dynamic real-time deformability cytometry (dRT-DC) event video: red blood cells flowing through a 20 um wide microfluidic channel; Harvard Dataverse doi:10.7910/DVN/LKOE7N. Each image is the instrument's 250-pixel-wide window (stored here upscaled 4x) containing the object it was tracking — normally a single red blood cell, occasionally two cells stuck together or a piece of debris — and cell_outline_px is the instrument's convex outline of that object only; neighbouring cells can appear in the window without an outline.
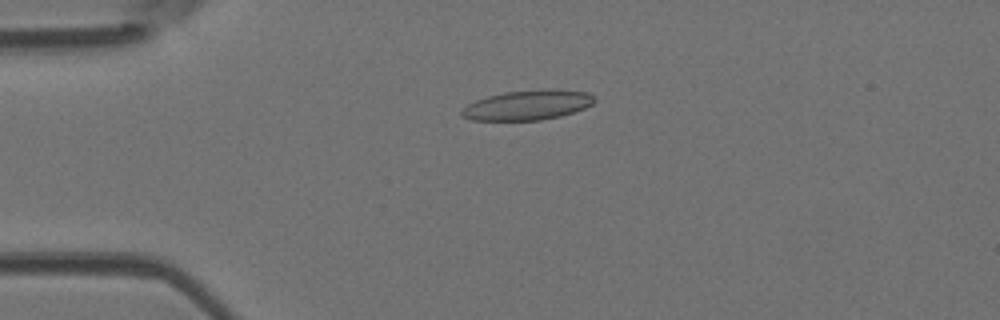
{"species": "Egyptian fruit bat (a non-hibernating species)", "species_latin": "Rousettus aegyptiacus", "temperature_condition": "room temperature", "stored_images_in_passage": 47, "camera_frame_rate_fps": 3000, "um_per_image_px": 0.085, "animal": {"sex": "female"}, "frame": {"image": 1, "passage_image": 12, "time_ms": 3.667, "image_size_px": [1000, 320], "cell_outline_px": [[596, 100], [592, 104], [584, 108], [560, 116], [540, 120], [472, 120], [464, 116], [460, 112], [468, 104], [476, 100], [488, 96], [504, 92], [552, 88], [588, 92]], "centroid_in_image_um": [44.87, 8.92], "position_along_channel_um": 40.1, "area_um2": 22.95}}
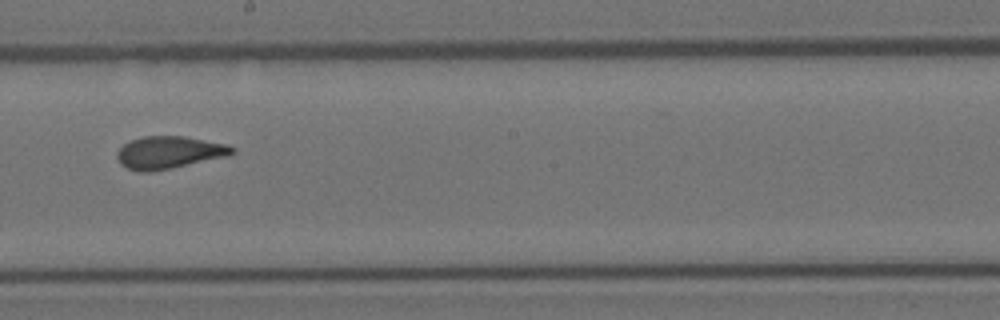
{"frame": {"image": 2, "passage_image": 28, "time_ms": 9.0, "image_size_px": [1000, 320], "cell_outline_px": [[236, 152], [228, 156], [172, 168], [152, 172], [140, 172], [128, 168], [120, 164], [116, 156], [116, 152], [128, 140], [144, 136], [184, 136], [224, 144], [236, 148]], "centroid_in_image_um": [14.34, 12.96], "position_along_channel_um": 233.9, "area_um2": 21.85}}
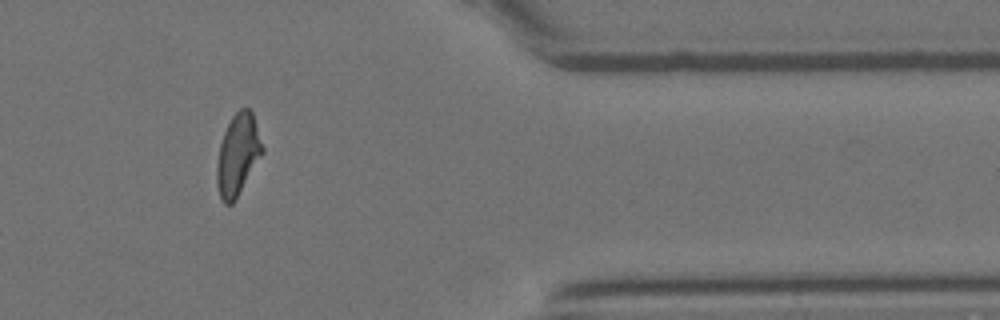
{"frame": {"image": 3, "passage_image": 41, "time_ms": 13.333, "image_size_px": [1000, 320], "cell_outline_px": [[264, 152], [232, 204], [224, 204], [220, 200], [216, 184], [216, 164], [220, 144], [224, 132], [232, 116], [240, 108], [248, 108], [252, 112], [264, 148]], "centroid_in_image_um": [20.2, 13.16], "position_along_channel_um": 391.2, "area_um2": 21.56}, "authors_computed_cell_mechanics": {"area_um2": 21.964, "velocity_mm_per_s": 4.1561, "shape_relaxation_time_tau1_ms": 6.2981, "shape_relaxation_time_tau2_ms": 1.0286, "deformation_change_tau1": 0.1868, "deformation_change_tau2": 0.0805}}